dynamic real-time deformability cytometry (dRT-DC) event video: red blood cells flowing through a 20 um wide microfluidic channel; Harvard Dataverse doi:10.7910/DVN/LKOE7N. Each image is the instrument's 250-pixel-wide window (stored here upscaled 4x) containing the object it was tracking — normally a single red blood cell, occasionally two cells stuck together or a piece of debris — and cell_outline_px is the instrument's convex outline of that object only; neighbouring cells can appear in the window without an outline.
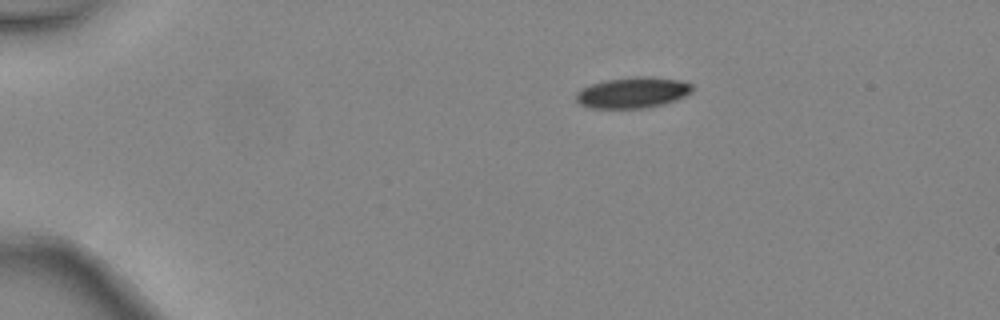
{"species": "common noctule bat (a hibernating species)", "species_latin": "Nyctalus noctula", "temperature_condition": "warm", "stored_images_in_passage": 4, "camera_frame_rate_fps": 3000, "um_per_image_px": 0.085, "animal": {"sex": "female", "body_mass_g": 24.6, "forearm_length_mm": 56.2}, "frame": {"image": 1, "passage_image": 1, "time_ms": 0.0, "image_size_px": [1000, 320], "cell_outline_px": [[692, 92], [676, 100], [644, 108], [588, 108], [580, 104], [576, 100], [576, 92], [592, 84], [604, 80], [636, 76], [648, 76], [680, 80], [692, 84]], "centroid_in_image_um": [53.77, 7.86], "position_along_channel_um": 31.2, "area_um2": 20.87}}
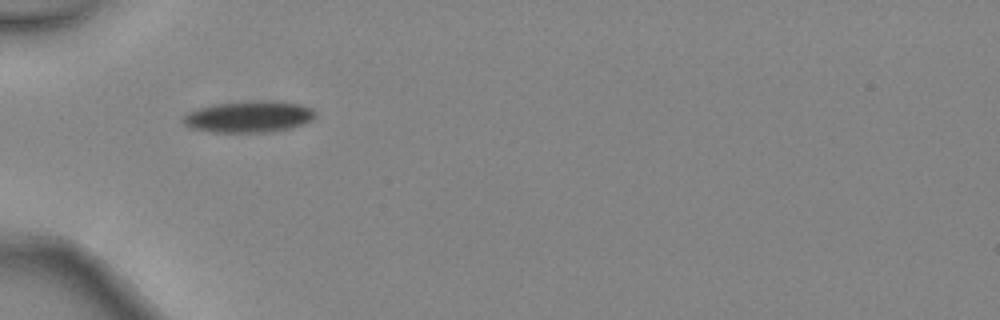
{"frame": {"image": 2, "passage_image": 3, "time_ms": 0.667, "image_size_px": [1000, 320], "cell_outline_px": [[316, 116], [312, 120], [304, 124], [288, 128], [260, 132], [212, 132], [188, 128], [180, 120], [188, 112], [196, 108], [220, 104], [304, 104], [312, 108], [316, 112]], "centroid_in_image_um": [21.08, 9.98], "position_along_channel_um": 63.9, "area_um2": 22.95}}
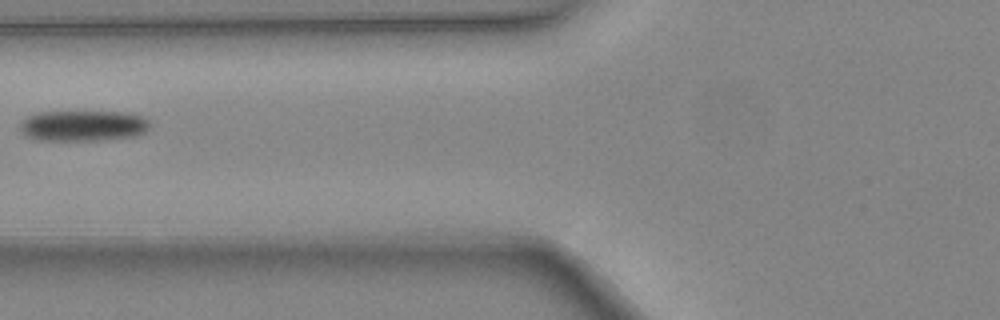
{"frame": {"image": 3, "passage_image": 4, "time_ms": 1.0, "image_size_px": [1000, 320], "cell_outline_px": [[152, 128], [136, 136], [100, 140], [36, 140], [28, 136], [20, 128], [20, 124], [28, 116], [36, 112], [132, 112], [148, 120], [152, 124]], "centroid_in_image_um": [7.13, 10.68], "position_along_channel_um": 118.7, "area_um2": 23.35}}